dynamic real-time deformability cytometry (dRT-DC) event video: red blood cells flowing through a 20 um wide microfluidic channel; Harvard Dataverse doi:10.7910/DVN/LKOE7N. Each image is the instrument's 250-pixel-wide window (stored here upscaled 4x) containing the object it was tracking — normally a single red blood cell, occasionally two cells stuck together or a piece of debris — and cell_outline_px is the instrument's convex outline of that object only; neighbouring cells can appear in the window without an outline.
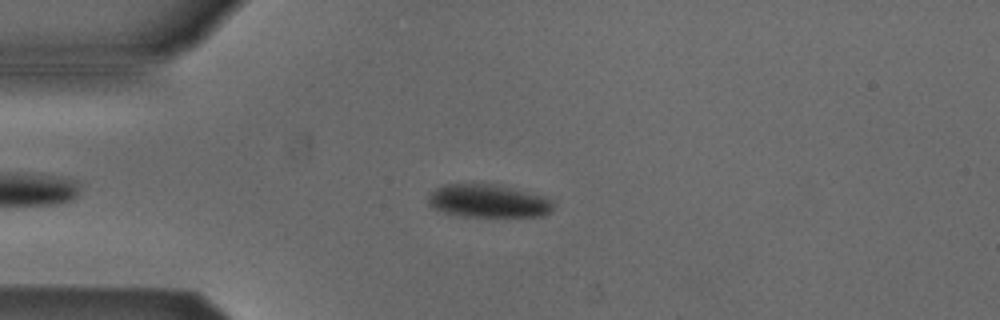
{"species": "Egyptian fruit bat (a non-hibernating species)", "species_latin": "Rousettus aegyptiacus", "temperature_condition": "cold", "stored_images_in_passage": 44, "camera_frame_rate_fps": 3000, "um_per_image_px": 0.085, "animal": {"sex": "male"}, "frame": {"image": 1, "passage_image": 11, "time_ms": 3.333, "image_size_px": [1000, 320], "cell_outline_px": [[552, 208], [544, 216], [460, 216], [444, 212], [432, 208], [428, 204], [428, 196], [436, 188], [444, 184], [496, 184], [544, 196], [552, 200]], "centroid_in_image_um": [41.46, 17.08], "position_along_channel_um": 43.5, "area_um2": 23.93}}
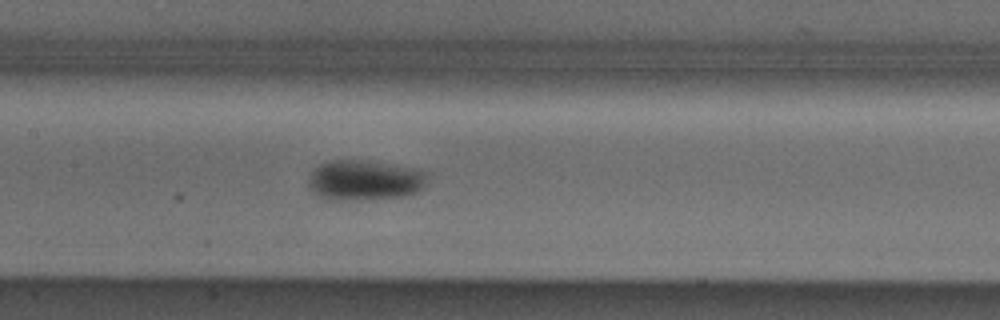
{"frame": {"image": 2, "passage_image": 23, "time_ms": 7.333, "image_size_px": [1000, 320], "cell_outline_px": [[428, 176], [424, 188], [420, 192], [404, 196], [344, 200], [324, 200], [316, 196], [308, 184], [308, 180], [312, 168], [320, 164], [332, 160], [368, 160], [424, 168], [428, 172]], "centroid_in_image_um": [31.04, 15.29], "position_along_channel_um": 176.4, "area_um2": 28.78}}
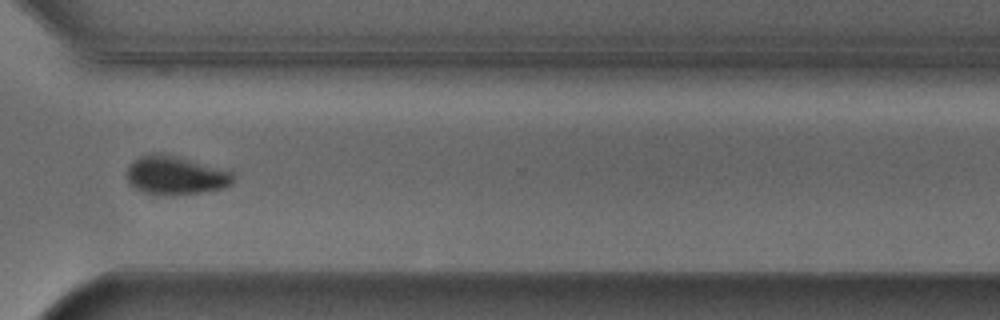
{"frame": {"image": 3, "passage_image": 37, "time_ms": 12.0, "image_size_px": [1000, 320], "cell_outline_px": [[236, 180], [232, 184], [224, 188], [200, 192], [172, 196], [164, 196], [144, 192], [128, 184], [128, 164], [132, 160], [148, 152], [160, 152], [228, 168], [236, 176]], "centroid_in_image_um": [14.97, 14.88], "position_along_channel_um": 355.6, "area_um2": 24.85}, "authors_computed_cell_mechanics": {"area_um2": 25.1719, "velocity_mm_per_s": 3.8415, "shape_relaxation_time_tau1_ms": 2.9749, "shape_relaxation_time_tau2_ms": null, "deformation_change_tau1": 0.0893, "deformation_change_tau2": null}}